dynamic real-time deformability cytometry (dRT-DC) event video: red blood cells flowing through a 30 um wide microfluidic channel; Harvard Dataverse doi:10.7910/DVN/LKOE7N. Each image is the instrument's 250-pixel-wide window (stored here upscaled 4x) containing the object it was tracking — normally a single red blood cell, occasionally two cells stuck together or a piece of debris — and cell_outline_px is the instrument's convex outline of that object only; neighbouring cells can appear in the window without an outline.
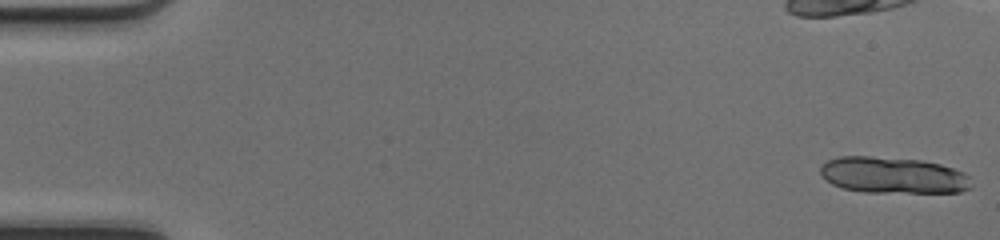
{"species": "common noctule bat (a hibernating species)", "species_latin": "Nyctalus noctula", "temperature_condition": "cold", "stored_images_in_passage": 14, "camera_frame_rate_fps": 3000, "um_per_image_px": 0.085, "animal": {"sex": "female", "body_mass_g": 17.0, "forearm_length_mm": 48.0}, "frame": {"image": 1, "passage_image": 1, "time_ms": 0.0, "image_size_px": [1000, 240], "cell_outline_px": [[972, 188], [960, 192], [864, 192], [844, 188], [832, 184], [820, 172], [820, 168], [828, 160], [840, 156], [872, 156], [920, 160], [940, 164], [964, 172], [968, 176]], "centroid_in_image_um": [75.93, 14.89], "position_along_channel_um": 9.1, "area_um2": 31.79}}